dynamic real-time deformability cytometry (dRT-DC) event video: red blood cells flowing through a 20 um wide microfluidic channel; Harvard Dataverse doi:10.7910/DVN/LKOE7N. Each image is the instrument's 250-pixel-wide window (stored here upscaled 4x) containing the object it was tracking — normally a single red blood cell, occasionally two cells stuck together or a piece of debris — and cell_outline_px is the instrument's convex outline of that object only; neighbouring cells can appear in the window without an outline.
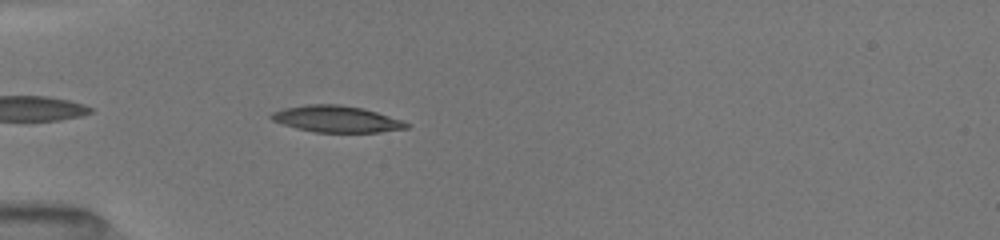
{"species": "common noctule bat (a hibernating species)", "species_latin": "Nyctalus noctula", "temperature_condition": "room temperature", "stored_images_in_passage": 35, "camera_frame_rate_fps": 3000, "um_per_image_px": 0.085, "animal": {"sex": "female", "body_mass_g": 19.5, "forearm_length_mm": 54.1}, "frame": {"image": 1, "passage_image": 3, "time_ms": 0.667, "image_size_px": [1000, 240], "cell_outline_px": [[412, 124], [408, 128], [380, 132], [316, 132], [296, 128], [272, 120], [268, 116], [272, 112], [284, 108], [304, 104], [340, 104], [364, 108]], "centroid_in_image_um": [28.59, 10.11], "position_along_channel_um": 56.4, "area_um2": 20.87}}
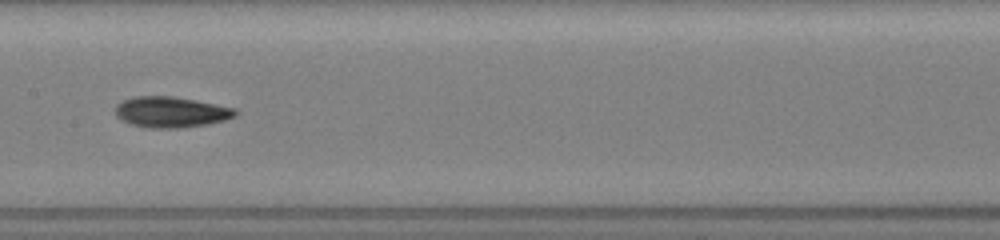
{"frame": {"image": 2, "passage_image": 14, "time_ms": 4.333, "image_size_px": [1000, 240], "cell_outline_px": [[240, 112], [236, 116], [224, 120], [208, 124], [180, 128], [148, 128], [132, 124], [120, 120], [116, 116], [116, 104], [132, 96], [172, 96], [196, 100], [236, 108]], "centroid_in_image_um": [14.55, 9.52], "position_along_channel_um": 192.8, "area_um2": 21.73}}
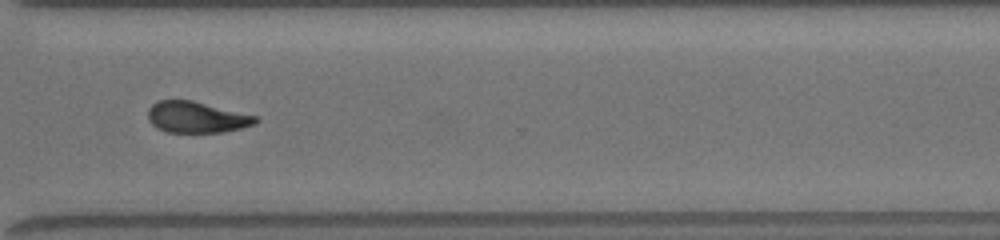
{"frame": {"image": 3, "passage_image": 26, "time_ms": 8.333, "image_size_px": [1000, 240], "cell_outline_px": [[260, 120], [256, 124], [224, 132], [168, 132], [156, 128], [148, 120], [148, 108], [156, 100], [192, 100], [260, 116]], "centroid_in_image_um": [16.74, 9.95], "position_along_channel_um": 353.9, "area_um2": 19.88}, "authors_computed_cell_mechanics": {"area_um2": 20.519, "velocity_mm_per_s": 4.0379, "shape_relaxation_time_tau1_ms": 3.0034, "shape_relaxation_time_tau2_ms": 4.6219, "deformation_change_tau1": 0.1452, "deformation_change_tau2": 0.1249}}